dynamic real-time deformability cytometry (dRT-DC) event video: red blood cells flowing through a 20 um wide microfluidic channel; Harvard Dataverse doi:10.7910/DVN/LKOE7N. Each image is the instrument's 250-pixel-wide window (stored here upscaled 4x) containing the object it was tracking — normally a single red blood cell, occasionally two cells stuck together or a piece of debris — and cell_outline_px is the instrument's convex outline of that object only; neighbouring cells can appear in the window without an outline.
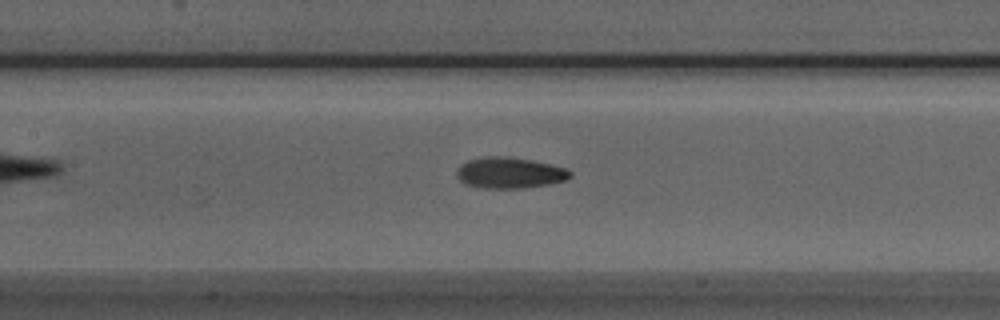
{"species": "Egyptian fruit bat (a non-hibernating species)", "species_latin": "Rousettus aegyptiacus", "temperature_condition": "room temperature", "stored_images_in_passage": 33, "camera_frame_rate_fps": 3000, "um_per_image_px": 0.085, "animal": {"sex": "male"}, "frame": {"image": 1, "passage_image": 15, "time_ms": 4.667, "image_size_px": [1000, 320], "cell_outline_px": [[572, 176], [568, 180], [548, 184], [520, 188], [484, 188], [464, 184], [456, 176], [456, 168], [460, 164], [468, 160], [488, 156], [508, 156], [532, 160], [568, 168], [572, 172]], "centroid_in_image_um": [43.32, 14.68], "position_along_channel_um": 164.1, "area_um2": 20.75}}
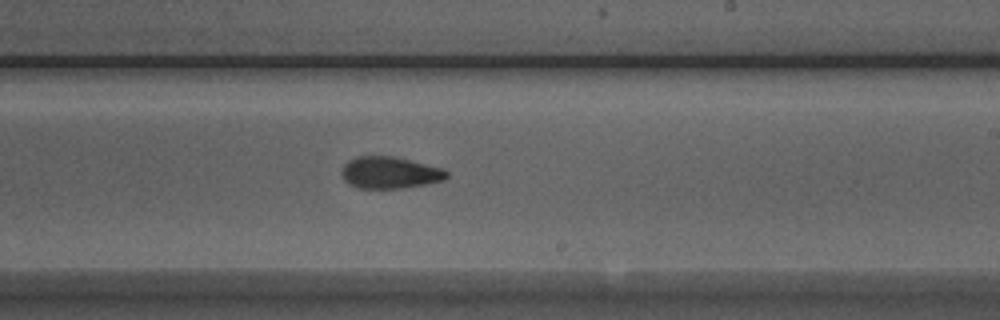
{"frame": {"image": 2, "passage_image": 22, "time_ms": 7.0, "image_size_px": [1000, 320], "cell_outline_px": [[448, 176], [444, 180], [428, 184], [404, 188], [356, 188], [348, 184], [344, 180], [340, 172], [340, 168], [348, 160], [356, 156], [396, 156], [444, 168], [448, 172]], "centroid_in_image_um": [33.12, 14.67], "position_along_channel_um": 255.9, "area_um2": 19.94}}
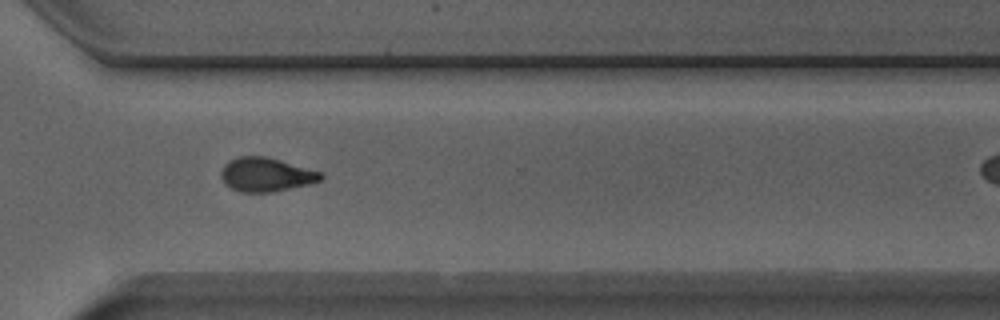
{"frame": {"image": 3, "passage_image": 29, "time_ms": 9.333, "image_size_px": [1000, 320], "cell_outline_px": [[324, 176], [320, 180], [312, 184], [272, 192], [240, 192], [224, 184], [220, 176], [220, 172], [224, 164], [228, 160], [240, 156], [264, 156], [280, 160], [320, 172]], "centroid_in_image_um": [22.58, 14.85], "position_along_channel_um": 348.0, "area_um2": 19.77}}